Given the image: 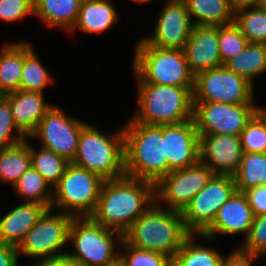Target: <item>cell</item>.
Instances as JSON below:
<instances>
[{
    "label": "cell",
    "mask_w": 266,
    "mask_h": 266,
    "mask_svg": "<svg viewBox=\"0 0 266 266\" xmlns=\"http://www.w3.org/2000/svg\"><path fill=\"white\" fill-rule=\"evenodd\" d=\"M155 202L154 183L123 176L104 181L94 212V222L124 234Z\"/></svg>",
    "instance_id": "cell-1"
},
{
    "label": "cell",
    "mask_w": 266,
    "mask_h": 266,
    "mask_svg": "<svg viewBox=\"0 0 266 266\" xmlns=\"http://www.w3.org/2000/svg\"><path fill=\"white\" fill-rule=\"evenodd\" d=\"M123 130L125 176L155 184L167 175L165 125H145L130 116Z\"/></svg>",
    "instance_id": "cell-2"
},
{
    "label": "cell",
    "mask_w": 266,
    "mask_h": 266,
    "mask_svg": "<svg viewBox=\"0 0 266 266\" xmlns=\"http://www.w3.org/2000/svg\"><path fill=\"white\" fill-rule=\"evenodd\" d=\"M189 235L181 212L154 202L123 234V240L133 247L173 258Z\"/></svg>",
    "instance_id": "cell-3"
},
{
    "label": "cell",
    "mask_w": 266,
    "mask_h": 266,
    "mask_svg": "<svg viewBox=\"0 0 266 266\" xmlns=\"http://www.w3.org/2000/svg\"><path fill=\"white\" fill-rule=\"evenodd\" d=\"M137 108L131 115L145 125L179 124L193 119L194 87L137 83Z\"/></svg>",
    "instance_id": "cell-4"
},
{
    "label": "cell",
    "mask_w": 266,
    "mask_h": 266,
    "mask_svg": "<svg viewBox=\"0 0 266 266\" xmlns=\"http://www.w3.org/2000/svg\"><path fill=\"white\" fill-rule=\"evenodd\" d=\"M108 133L87 124L80 133L77 152L71 162L105 181L125 176L123 126L113 134Z\"/></svg>",
    "instance_id": "cell-5"
},
{
    "label": "cell",
    "mask_w": 266,
    "mask_h": 266,
    "mask_svg": "<svg viewBox=\"0 0 266 266\" xmlns=\"http://www.w3.org/2000/svg\"><path fill=\"white\" fill-rule=\"evenodd\" d=\"M122 241V233L105 228L90 217H73L68 243L74 250L67 255L79 266H114L119 263Z\"/></svg>",
    "instance_id": "cell-6"
},
{
    "label": "cell",
    "mask_w": 266,
    "mask_h": 266,
    "mask_svg": "<svg viewBox=\"0 0 266 266\" xmlns=\"http://www.w3.org/2000/svg\"><path fill=\"white\" fill-rule=\"evenodd\" d=\"M132 69L138 83L194 87V78L184 51L135 44Z\"/></svg>",
    "instance_id": "cell-7"
},
{
    "label": "cell",
    "mask_w": 266,
    "mask_h": 266,
    "mask_svg": "<svg viewBox=\"0 0 266 266\" xmlns=\"http://www.w3.org/2000/svg\"><path fill=\"white\" fill-rule=\"evenodd\" d=\"M103 180L84 168L69 163L53 187L51 209L73 217H89L95 210Z\"/></svg>",
    "instance_id": "cell-8"
},
{
    "label": "cell",
    "mask_w": 266,
    "mask_h": 266,
    "mask_svg": "<svg viewBox=\"0 0 266 266\" xmlns=\"http://www.w3.org/2000/svg\"><path fill=\"white\" fill-rule=\"evenodd\" d=\"M52 211V209H47L26 234L17 248L19 257L35 258L33 263H36L67 255L66 251L63 253L61 250L69 244V227L73 216Z\"/></svg>",
    "instance_id": "cell-9"
},
{
    "label": "cell",
    "mask_w": 266,
    "mask_h": 266,
    "mask_svg": "<svg viewBox=\"0 0 266 266\" xmlns=\"http://www.w3.org/2000/svg\"><path fill=\"white\" fill-rule=\"evenodd\" d=\"M254 90L251 82L223 65L195 76L193 102L255 104Z\"/></svg>",
    "instance_id": "cell-10"
},
{
    "label": "cell",
    "mask_w": 266,
    "mask_h": 266,
    "mask_svg": "<svg viewBox=\"0 0 266 266\" xmlns=\"http://www.w3.org/2000/svg\"><path fill=\"white\" fill-rule=\"evenodd\" d=\"M214 175L200 161L188 168L171 171L154 184L155 203L159 207L182 213ZM162 203L165 204L164 207Z\"/></svg>",
    "instance_id": "cell-11"
},
{
    "label": "cell",
    "mask_w": 266,
    "mask_h": 266,
    "mask_svg": "<svg viewBox=\"0 0 266 266\" xmlns=\"http://www.w3.org/2000/svg\"><path fill=\"white\" fill-rule=\"evenodd\" d=\"M260 109L256 104L193 102V121L198 135L240 136L247 123Z\"/></svg>",
    "instance_id": "cell-12"
},
{
    "label": "cell",
    "mask_w": 266,
    "mask_h": 266,
    "mask_svg": "<svg viewBox=\"0 0 266 266\" xmlns=\"http://www.w3.org/2000/svg\"><path fill=\"white\" fill-rule=\"evenodd\" d=\"M87 124L53 105L28 138L38 139L42 148L71 163L77 152L80 133Z\"/></svg>",
    "instance_id": "cell-13"
},
{
    "label": "cell",
    "mask_w": 266,
    "mask_h": 266,
    "mask_svg": "<svg viewBox=\"0 0 266 266\" xmlns=\"http://www.w3.org/2000/svg\"><path fill=\"white\" fill-rule=\"evenodd\" d=\"M236 191L232 175L215 174L183 210L182 217L190 234H202L213 222L219 208Z\"/></svg>",
    "instance_id": "cell-14"
},
{
    "label": "cell",
    "mask_w": 266,
    "mask_h": 266,
    "mask_svg": "<svg viewBox=\"0 0 266 266\" xmlns=\"http://www.w3.org/2000/svg\"><path fill=\"white\" fill-rule=\"evenodd\" d=\"M152 35L143 36L136 44L183 50L194 27L183 0H168L162 7Z\"/></svg>",
    "instance_id": "cell-15"
},
{
    "label": "cell",
    "mask_w": 266,
    "mask_h": 266,
    "mask_svg": "<svg viewBox=\"0 0 266 266\" xmlns=\"http://www.w3.org/2000/svg\"><path fill=\"white\" fill-rule=\"evenodd\" d=\"M199 161L215 174L234 175L241 164L243 149L240 136L229 134L199 135Z\"/></svg>",
    "instance_id": "cell-16"
},
{
    "label": "cell",
    "mask_w": 266,
    "mask_h": 266,
    "mask_svg": "<svg viewBox=\"0 0 266 266\" xmlns=\"http://www.w3.org/2000/svg\"><path fill=\"white\" fill-rule=\"evenodd\" d=\"M199 135L192 120L165 125L167 175L199 162Z\"/></svg>",
    "instance_id": "cell-17"
},
{
    "label": "cell",
    "mask_w": 266,
    "mask_h": 266,
    "mask_svg": "<svg viewBox=\"0 0 266 266\" xmlns=\"http://www.w3.org/2000/svg\"><path fill=\"white\" fill-rule=\"evenodd\" d=\"M254 215L249 206L248 199L243 192L235 191L234 194L218 210L212 224L199 238L204 241L215 240L217 235L243 234L247 237Z\"/></svg>",
    "instance_id": "cell-18"
},
{
    "label": "cell",
    "mask_w": 266,
    "mask_h": 266,
    "mask_svg": "<svg viewBox=\"0 0 266 266\" xmlns=\"http://www.w3.org/2000/svg\"><path fill=\"white\" fill-rule=\"evenodd\" d=\"M183 51L194 76L223 66L219 50L218 26H194Z\"/></svg>",
    "instance_id": "cell-19"
},
{
    "label": "cell",
    "mask_w": 266,
    "mask_h": 266,
    "mask_svg": "<svg viewBox=\"0 0 266 266\" xmlns=\"http://www.w3.org/2000/svg\"><path fill=\"white\" fill-rule=\"evenodd\" d=\"M11 106L16 127L28 138L40 120L53 107L46 102L44 93L18 90L3 95Z\"/></svg>",
    "instance_id": "cell-20"
},
{
    "label": "cell",
    "mask_w": 266,
    "mask_h": 266,
    "mask_svg": "<svg viewBox=\"0 0 266 266\" xmlns=\"http://www.w3.org/2000/svg\"><path fill=\"white\" fill-rule=\"evenodd\" d=\"M47 210L35 202H23L0 218V243L17 247Z\"/></svg>",
    "instance_id": "cell-21"
},
{
    "label": "cell",
    "mask_w": 266,
    "mask_h": 266,
    "mask_svg": "<svg viewBox=\"0 0 266 266\" xmlns=\"http://www.w3.org/2000/svg\"><path fill=\"white\" fill-rule=\"evenodd\" d=\"M111 0H86L80 4L79 16L71 33L81 31L86 34H100L114 27L119 21V13Z\"/></svg>",
    "instance_id": "cell-22"
},
{
    "label": "cell",
    "mask_w": 266,
    "mask_h": 266,
    "mask_svg": "<svg viewBox=\"0 0 266 266\" xmlns=\"http://www.w3.org/2000/svg\"><path fill=\"white\" fill-rule=\"evenodd\" d=\"M80 10L76 0H34V16L50 28H61L71 32Z\"/></svg>",
    "instance_id": "cell-23"
},
{
    "label": "cell",
    "mask_w": 266,
    "mask_h": 266,
    "mask_svg": "<svg viewBox=\"0 0 266 266\" xmlns=\"http://www.w3.org/2000/svg\"><path fill=\"white\" fill-rule=\"evenodd\" d=\"M24 65V40L6 43L0 50V95L20 89Z\"/></svg>",
    "instance_id": "cell-24"
},
{
    "label": "cell",
    "mask_w": 266,
    "mask_h": 266,
    "mask_svg": "<svg viewBox=\"0 0 266 266\" xmlns=\"http://www.w3.org/2000/svg\"><path fill=\"white\" fill-rule=\"evenodd\" d=\"M194 26H220L234 22L230 0H183Z\"/></svg>",
    "instance_id": "cell-25"
},
{
    "label": "cell",
    "mask_w": 266,
    "mask_h": 266,
    "mask_svg": "<svg viewBox=\"0 0 266 266\" xmlns=\"http://www.w3.org/2000/svg\"><path fill=\"white\" fill-rule=\"evenodd\" d=\"M28 139V140H27ZM0 148V181L13 185L31 167L30 142Z\"/></svg>",
    "instance_id": "cell-26"
},
{
    "label": "cell",
    "mask_w": 266,
    "mask_h": 266,
    "mask_svg": "<svg viewBox=\"0 0 266 266\" xmlns=\"http://www.w3.org/2000/svg\"><path fill=\"white\" fill-rule=\"evenodd\" d=\"M199 234H190L172 258V266H220L223 254L215 247L198 244ZM196 239V240H195Z\"/></svg>",
    "instance_id": "cell-27"
},
{
    "label": "cell",
    "mask_w": 266,
    "mask_h": 266,
    "mask_svg": "<svg viewBox=\"0 0 266 266\" xmlns=\"http://www.w3.org/2000/svg\"><path fill=\"white\" fill-rule=\"evenodd\" d=\"M224 66L254 85L255 76L266 72V44L249 42L239 55L229 59Z\"/></svg>",
    "instance_id": "cell-28"
},
{
    "label": "cell",
    "mask_w": 266,
    "mask_h": 266,
    "mask_svg": "<svg viewBox=\"0 0 266 266\" xmlns=\"http://www.w3.org/2000/svg\"><path fill=\"white\" fill-rule=\"evenodd\" d=\"M53 76L43 66L32 44L24 41V65L21 73L20 90L44 93L53 84Z\"/></svg>",
    "instance_id": "cell-29"
},
{
    "label": "cell",
    "mask_w": 266,
    "mask_h": 266,
    "mask_svg": "<svg viewBox=\"0 0 266 266\" xmlns=\"http://www.w3.org/2000/svg\"><path fill=\"white\" fill-rule=\"evenodd\" d=\"M12 188L18 197L25 199V202L39 203L47 209H51L53 188L32 166L19 178Z\"/></svg>",
    "instance_id": "cell-30"
},
{
    "label": "cell",
    "mask_w": 266,
    "mask_h": 266,
    "mask_svg": "<svg viewBox=\"0 0 266 266\" xmlns=\"http://www.w3.org/2000/svg\"><path fill=\"white\" fill-rule=\"evenodd\" d=\"M233 177L236 191L243 193L266 185V153L244 152L240 167Z\"/></svg>",
    "instance_id": "cell-31"
},
{
    "label": "cell",
    "mask_w": 266,
    "mask_h": 266,
    "mask_svg": "<svg viewBox=\"0 0 266 266\" xmlns=\"http://www.w3.org/2000/svg\"><path fill=\"white\" fill-rule=\"evenodd\" d=\"M234 23L248 42L266 44V11L258 6L235 10Z\"/></svg>",
    "instance_id": "cell-32"
},
{
    "label": "cell",
    "mask_w": 266,
    "mask_h": 266,
    "mask_svg": "<svg viewBox=\"0 0 266 266\" xmlns=\"http://www.w3.org/2000/svg\"><path fill=\"white\" fill-rule=\"evenodd\" d=\"M30 143L31 166L36 169L53 188L61 179L70 163L51 150L35 149Z\"/></svg>",
    "instance_id": "cell-33"
},
{
    "label": "cell",
    "mask_w": 266,
    "mask_h": 266,
    "mask_svg": "<svg viewBox=\"0 0 266 266\" xmlns=\"http://www.w3.org/2000/svg\"><path fill=\"white\" fill-rule=\"evenodd\" d=\"M243 152L266 153V114L260 109L240 134Z\"/></svg>",
    "instance_id": "cell-34"
},
{
    "label": "cell",
    "mask_w": 266,
    "mask_h": 266,
    "mask_svg": "<svg viewBox=\"0 0 266 266\" xmlns=\"http://www.w3.org/2000/svg\"><path fill=\"white\" fill-rule=\"evenodd\" d=\"M119 263L123 266H172V258L158 252L133 247L123 240Z\"/></svg>",
    "instance_id": "cell-35"
},
{
    "label": "cell",
    "mask_w": 266,
    "mask_h": 266,
    "mask_svg": "<svg viewBox=\"0 0 266 266\" xmlns=\"http://www.w3.org/2000/svg\"><path fill=\"white\" fill-rule=\"evenodd\" d=\"M218 42L223 65L239 55L249 43L234 22L218 26Z\"/></svg>",
    "instance_id": "cell-36"
},
{
    "label": "cell",
    "mask_w": 266,
    "mask_h": 266,
    "mask_svg": "<svg viewBox=\"0 0 266 266\" xmlns=\"http://www.w3.org/2000/svg\"><path fill=\"white\" fill-rule=\"evenodd\" d=\"M26 138L14 123L9 101L0 95V148L14 146Z\"/></svg>",
    "instance_id": "cell-37"
},
{
    "label": "cell",
    "mask_w": 266,
    "mask_h": 266,
    "mask_svg": "<svg viewBox=\"0 0 266 266\" xmlns=\"http://www.w3.org/2000/svg\"><path fill=\"white\" fill-rule=\"evenodd\" d=\"M241 249L260 258L266 256V214L254 216L251 229Z\"/></svg>",
    "instance_id": "cell-38"
},
{
    "label": "cell",
    "mask_w": 266,
    "mask_h": 266,
    "mask_svg": "<svg viewBox=\"0 0 266 266\" xmlns=\"http://www.w3.org/2000/svg\"><path fill=\"white\" fill-rule=\"evenodd\" d=\"M34 16V0H0V20L16 22L25 16Z\"/></svg>",
    "instance_id": "cell-39"
},
{
    "label": "cell",
    "mask_w": 266,
    "mask_h": 266,
    "mask_svg": "<svg viewBox=\"0 0 266 266\" xmlns=\"http://www.w3.org/2000/svg\"><path fill=\"white\" fill-rule=\"evenodd\" d=\"M253 215L266 214V185H259L244 192Z\"/></svg>",
    "instance_id": "cell-40"
},
{
    "label": "cell",
    "mask_w": 266,
    "mask_h": 266,
    "mask_svg": "<svg viewBox=\"0 0 266 266\" xmlns=\"http://www.w3.org/2000/svg\"><path fill=\"white\" fill-rule=\"evenodd\" d=\"M257 259L260 258L238 247L232 250L227 257L223 256L220 266H253V262H257Z\"/></svg>",
    "instance_id": "cell-41"
},
{
    "label": "cell",
    "mask_w": 266,
    "mask_h": 266,
    "mask_svg": "<svg viewBox=\"0 0 266 266\" xmlns=\"http://www.w3.org/2000/svg\"><path fill=\"white\" fill-rule=\"evenodd\" d=\"M17 247L0 243V266H18Z\"/></svg>",
    "instance_id": "cell-42"
},
{
    "label": "cell",
    "mask_w": 266,
    "mask_h": 266,
    "mask_svg": "<svg viewBox=\"0 0 266 266\" xmlns=\"http://www.w3.org/2000/svg\"><path fill=\"white\" fill-rule=\"evenodd\" d=\"M31 266H79L68 255L50 258L32 263Z\"/></svg>",
    "instance_id": "cell-43"
},
{
    "label": "cell",
    "mask_w": 266,
    "mask_h": 266,
    "mask_svg": "<svg viewBox=\"0 0 266 266\" xmlns=\"http://www.w3.org/2000/svg\"><path fill=\"white\" fill-rule=\"evenodd\" d=\"M259 0H230V4L234 10H238L244 7L257 6Z\"/></svg>",
    "instance_id": "cell-44"
},
{
    "label": "cell",
    "mask_w": 266,
    "mask_h": 266,
    "mask_svg": "<svg viewBox=\"0 0 266 266\" xmlns=\"http://www.w3.org/2000/svg\"><path fill=\"white\" fill-rule=\"evenodd\" d=\"M261 10L266 11V0H259L257 5Z\"/></svg>",
    "instance_id": "cell-45"
},
{
    "label": "cell",
    "mask_w": 266,
    "mask_h": 266,
    "mask_svg": "<svg viewBox=\"0 0 266 266\" xmlns=\"http://www.w3.org/2000/svg\"><path fill=\"white\" fill-rule=\"evenodd\" d=\"M133 2H135V3H139V4H141V3H148L149 1H151V0H132Z\"/></svg>",
    "instance_id": "cell-46"
},
{
    "label": "cell",
    "mask_w": 266,
    "mask_h": 266,
    "mask_svg": "<svg viewBox=\"0 0 266 266\" xmlns=\"http://www.w3.org/2000/svg\"><path fill=\"white\" fill-rule=\"evenodd\" d=\"M78 1L80 4H83L86 0H76Z\"/></svg>",
    "instance_id": "cell-47"
},
{
    "label": "cell",
    "mask_w": 266,
    "mask_h": 266,
    "mask_svg": "<svg viewBox=\"0 0 266 266\" xmlns=\"http://www.w3.org/2000/svg\"><path fill=\"white\" fill-rule=\"evenodd\" d=\"M261 110L266 114V107H261Z\"/></svg>",
    "instance_id": "cell-48"
},
{
    "label": "cell",
    "mask_w": 266,
    "mask_h": 266,
    "mask_svg": "<svg viewBox=\"0 0 266 266\" xmlns=\"http://www.w3.org/2000/svg\"><path fill=\"white\" fill-rule=\"evenodd\" d=\"M114 266H123L121 263H117L116 265H114Z\"/></svg>",
    "instance_id": "cell-49"
}]
</instances>
